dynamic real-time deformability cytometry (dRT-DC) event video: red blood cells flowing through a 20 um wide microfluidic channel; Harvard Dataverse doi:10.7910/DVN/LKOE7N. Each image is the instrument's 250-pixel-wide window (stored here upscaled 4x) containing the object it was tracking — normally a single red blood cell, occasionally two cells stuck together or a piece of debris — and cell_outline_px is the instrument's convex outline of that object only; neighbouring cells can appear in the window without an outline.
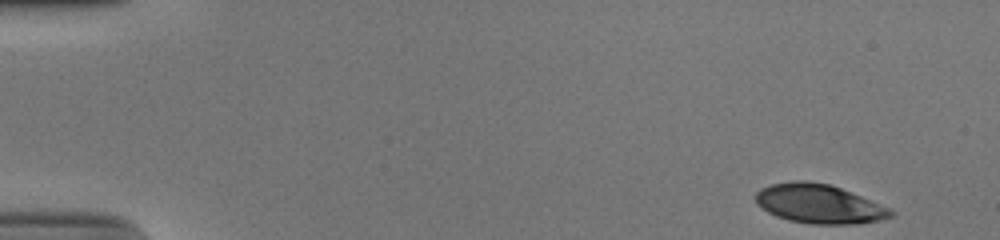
{"species": "human", "species_latin": "Homo sapiens", "temperature_condition": "cold", "stored_images_in_passage": 50, "camera_frame_rate_fps": 3000, "um_per_image_px": 0.085, "donor": {"sex": "male"}, "frame": {"image": 1, "passage_image": 1, "time_ms": 0.0, "image_size_px": [1000, 240], "cell_outline_px": [[896, 212], [892, 216], [880, 220], [860, 224], [812, 224], [788, 220], [776, 216], [768, 212], [756, 204], [756, 192], [760, 188], [772, 184], [796, 180], [808, 180], [828, 184], [840, 188], [860, 196], [888, 208]], "centroid_in_image_um": [69.59, 17.33], "position_along_channel_um": 15.4, "area_um2": 30.69}}
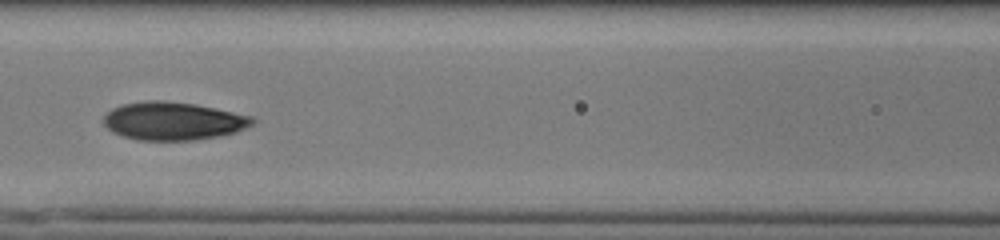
{"frame": {"image": 2, "passage_image": 22, "time_ms": 7.0, "image_size_px": [1000, 240], "cell_outline_px": [[256, 124], [236, 132], [216, 136], [192, 140], [136, 140], [112, 132], [104, 124], [104, 116], [112, 108], [120, 104], [148, 100], [164, 100], [196, 104], [216, 108], [252, 116], [256, 120]], "centroid_in_image_um": [14.73, 10.27], "position_along_channel_um": 151.9, "area_um2": 33.18}}
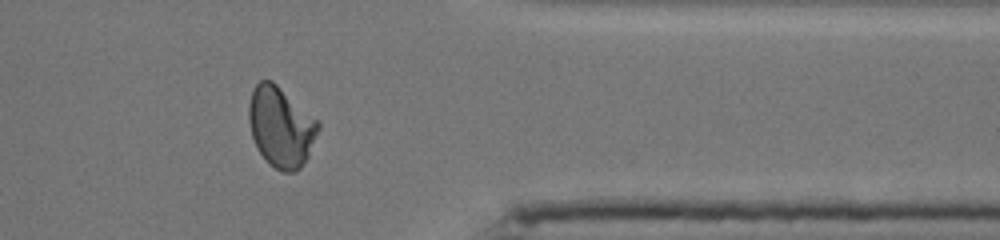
{"frame": {"image": 3, "passage_image": 41, "time_ms": 13.333, "image_size_px": [1000, 240], "cell_outline_px": [[320, 128], [308, 156], [300, 168], [296, 172], [284, 172], [268, 164], [260, 152], [252, 136], [248, 120], [248, 104], [252, 92], [256, 84], [260, 80], [272, 80], [320, 120]], "centroid_in_image_um": [23.89, 10.77], "position_along_channel_um": 387.5, "area_um2": 32.71}, "authors_computed_cell_mechanics": {"area_um2": 32.3391, "velocity_mm_per_s": 3.9041, "shape_relaxation_time_tau1_ms": 5.3452, "shape_relaxation_time_tau2_ms": 1.1794, "deformation_change_tau1": 0.1823, "deformation_change_tau2": 0.0593}}